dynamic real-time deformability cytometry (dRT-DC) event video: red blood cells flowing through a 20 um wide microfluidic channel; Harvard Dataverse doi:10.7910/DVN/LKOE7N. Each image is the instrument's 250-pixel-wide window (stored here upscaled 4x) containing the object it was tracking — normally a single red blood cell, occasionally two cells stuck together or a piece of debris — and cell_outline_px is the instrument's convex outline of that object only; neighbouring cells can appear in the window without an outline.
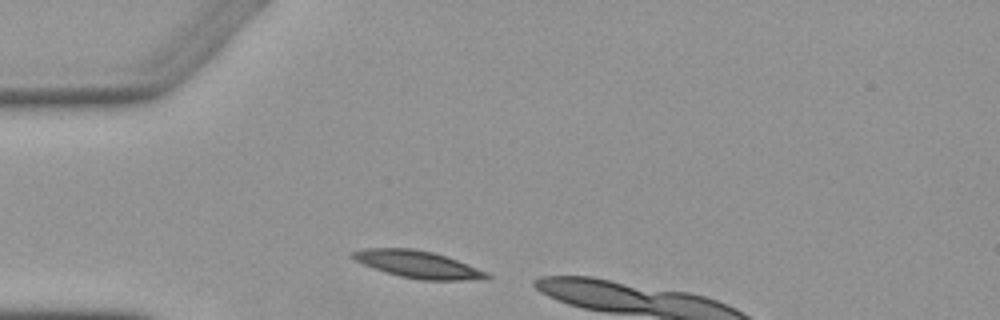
{"species": "Egyptian fruit bat (a non-hibernating species)", "species_latin": "Rousettus aegyptiacus", "temperature_condition": "warm", "stored_images_in_passage": 3, "camera_frame_rate_fps": 3000, "um_per_image_px": 0.085, "animal": {"sex": "female"}, "frame": {"image": 1, "passage_image": 1, "time_ms": 0.0, "image_size_px": [1000, 320], "cell_outline_px": [[492, 276], [488, 280], [420, 280], [400, 276], [384, 272], [364, 264], [348, 256], [352, 252], [364, 248], [412, 248], [432, 252], [456, 260], [488, 272]], "centroid_in_image_um": [35.54, 22.48], "position_along_channel_um": 49.5, "area_um2": 21.27}}